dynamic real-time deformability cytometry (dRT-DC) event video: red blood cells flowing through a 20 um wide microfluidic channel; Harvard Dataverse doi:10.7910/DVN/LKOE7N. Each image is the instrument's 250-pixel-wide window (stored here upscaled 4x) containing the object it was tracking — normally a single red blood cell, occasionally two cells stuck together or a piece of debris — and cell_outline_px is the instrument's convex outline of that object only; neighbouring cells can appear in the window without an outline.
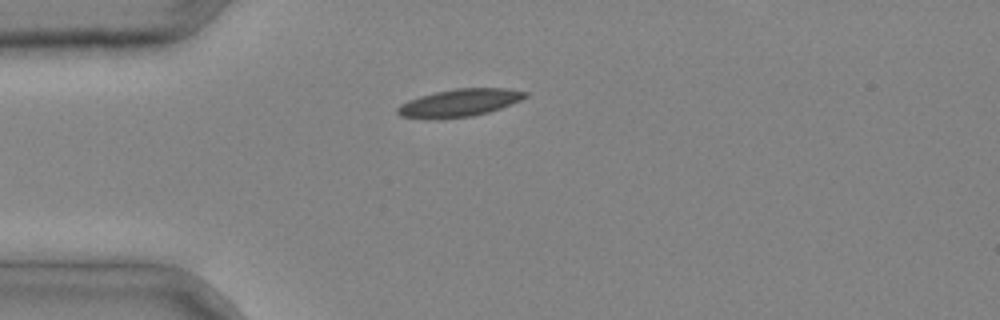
{"species": "common noctule bat (a hibernating species)", "species_latin": "Nyctalus noctula", "temperature_condition": "cold", "stored_images_in_passage": 3, "camera_frame_rate_fps": 3000, "um_per_image_px": 0.085, "animal": {"sex": "male", "body_mass_g": 20.4}, "frame": {"image": 1, "passage_image": 2, "time_ms": 0.333, "image_size_px": [1000, 320], "cell_outline_px": [[528, 96], [520, 100], [500, 108], [488, 112], [472, 116], [440, 120], [424, 120], [400, 116], [396, 112], [396, 108], [400, 104], [408, 100], [420, 96], [436, 92], [456, 88], [508, 88], [528, 92]], "centroid_in_image_um": [38.99, 8.76], "position_along_channel_um": 46.0, "area_um2": 20.92}}